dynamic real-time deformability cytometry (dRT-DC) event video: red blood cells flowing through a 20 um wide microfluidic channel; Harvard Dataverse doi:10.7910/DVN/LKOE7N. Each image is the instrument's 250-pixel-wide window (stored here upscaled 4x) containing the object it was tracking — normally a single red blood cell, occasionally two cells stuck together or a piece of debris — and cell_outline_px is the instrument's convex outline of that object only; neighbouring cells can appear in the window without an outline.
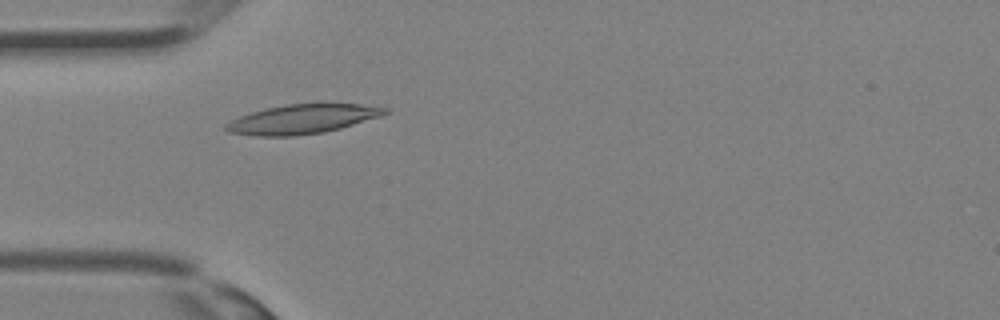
{"species": "Egyptian fruit bat (a non-hibernating species)", "species_latin": "Rousettus aegyptiacus", "temperature_condition": "room temperature", "stored_images_in_passage": 33, "camera_frame_rate_fps": 3000, "um_per_image_px": 0.085, "animal": {"sex": "female"}, "frame": {"image": 1, "passage_image": 9, "time_ms": 2.667, "image_size_px": [1000, 320], "cell_outline_px": [[392, 112], [380, 116], [340, 128], [324, 132], [296, 136], [256, 136], [228, 132], [224, 128], [224, 124], [240, 116], [264, 108], [284, 104], [320, 100], [360, 104], [392, 108]], "centroid_in_image_um": [25.78, 10.07], "position_along_channel_um": 59.2, "area_um2": 28.32}}
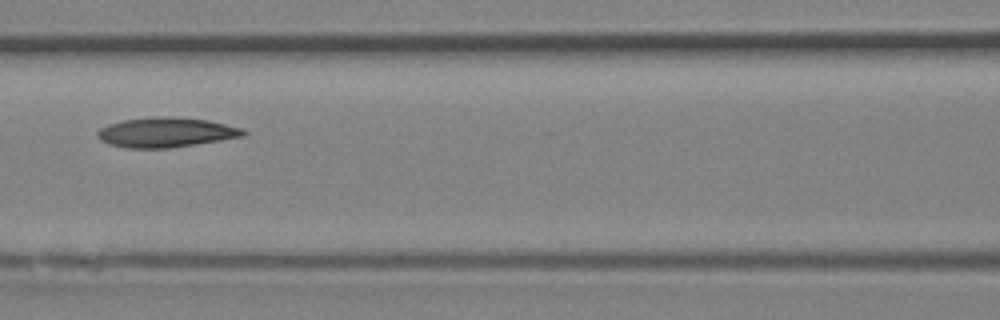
{"frame": {"image": 2, "passage_image": 14, "time_ms": 4.333, "image_size_px": [1000, 320], "cell_outline_px": [[248, 132], [244, 136], [196, 144], [168, 148], [128, 148], [108, 144], [100, 140], [96, 136], [96, 132], [100, 128], [108, 124], [124, 120], [148, 116], [176, 116], [208, 120], [244, 128]], "centroid_in_image_um": [14.1, 11.24], "position_along_channel_um": 152.5, "area_um2": 25.66}}
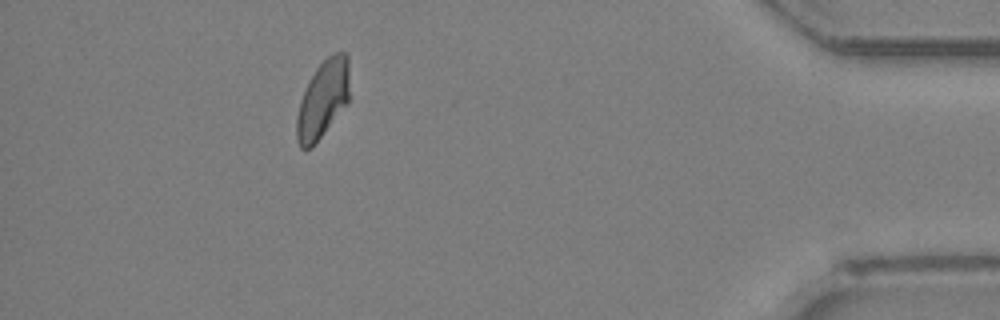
{"frame": {"image": 3, "passage_image": 30, "time_ms": 9.667, "image_size_px": [1000, 320], "cell_outline_px": [[348, 100], [312, 148], [300, 148], [296, 140], [296, 120], [300, 100], [316, 68], [328, 56], [336, 52], [348, 52]], "centroid_in_image_um": [27.42, 8.43], "position_along_channel_um": 407.8, "area_um2": 23.35}}